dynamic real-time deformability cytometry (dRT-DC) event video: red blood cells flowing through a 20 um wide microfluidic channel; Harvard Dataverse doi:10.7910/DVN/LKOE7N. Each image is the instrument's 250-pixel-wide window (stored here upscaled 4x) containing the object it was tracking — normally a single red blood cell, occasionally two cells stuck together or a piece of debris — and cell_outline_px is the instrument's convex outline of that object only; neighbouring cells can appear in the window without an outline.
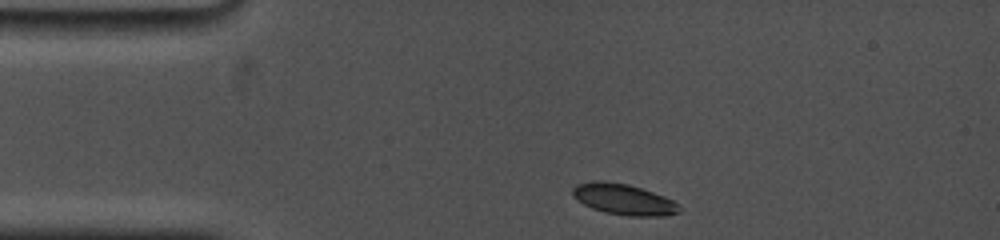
{"species": "common noctule bat (a hibernating species)", "species_latin": "Nyctalus noctula", "temperature_condition": "cold", "stored_images_in_passage": 3, "camera_frame_rate_fps": 5000, "um_per_image_px": 0.085, "animal": {"sex": "female", "body_mass_g": 19.0, "forearm_length_mm": 53.3}, "frame": {"image": 1, "passage_image": 1, "time_ms": 0.0, "image_size_px": [1000, 240], "cell_outline_px": [[680, 212], [664, 216], [628, 216], [604, 212], [592, 208], [584, 204], [572, 196], [572, 188], [576, 184], [592, 180], [600, 180], [628, 184], [664, 196], [680, 204]], "centroid_in_image_um": [53.0, 16.94], "position_along_channel_um": 32.0, "area_um2": 19.31}}